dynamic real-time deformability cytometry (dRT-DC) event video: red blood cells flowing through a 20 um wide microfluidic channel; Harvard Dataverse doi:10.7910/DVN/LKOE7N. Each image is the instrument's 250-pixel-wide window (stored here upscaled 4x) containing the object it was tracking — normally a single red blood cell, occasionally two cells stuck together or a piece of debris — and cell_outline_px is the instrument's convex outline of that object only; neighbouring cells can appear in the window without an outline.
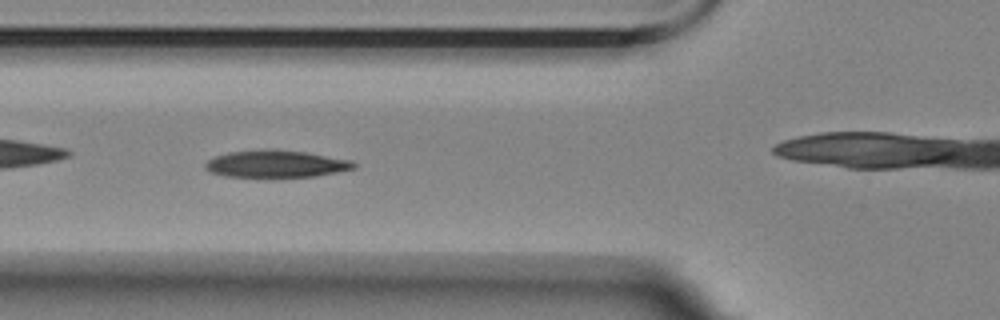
{"species": "Egyptian fruit bat (a non-hibernating species)", "species_latin": "Rousettus aegyptiacus", "temperature_condition": "room temperature", "stored_images_in_passage": 44, "camera_frame_rate_fps": 3000, "um_per_image_px": 0.085, "animal": {"sex": "female"}, "frame": {"image": 1, "passage_image": 7, "time_ms": 2.0, "image_size_px": [1000, 320], "cell_outline_px": [[356, 168], [316, 176], [224, 176], [212, 172], [204, 168], [204, 164], [208, 160], [216, 156], [228, 152], [268, 148], [276, 148], [304, 152], [352, 160], [356, 164]], "centroid_in_image_um": [23.46, 13.9], "position_along_channel_um": 102.3, "area_um2": 23.41}, "authors_computed_cell_mechanics": {"area_um2": 23.4379, "velocity_mm_per_s": 3.5205, "shape_relaxation_time_tau1_ms": 6.3874, "shape_relaxation_time_tau2_ms": null, "deformation_change_tau1": 0.163, "deformation_change_tau2": null}}